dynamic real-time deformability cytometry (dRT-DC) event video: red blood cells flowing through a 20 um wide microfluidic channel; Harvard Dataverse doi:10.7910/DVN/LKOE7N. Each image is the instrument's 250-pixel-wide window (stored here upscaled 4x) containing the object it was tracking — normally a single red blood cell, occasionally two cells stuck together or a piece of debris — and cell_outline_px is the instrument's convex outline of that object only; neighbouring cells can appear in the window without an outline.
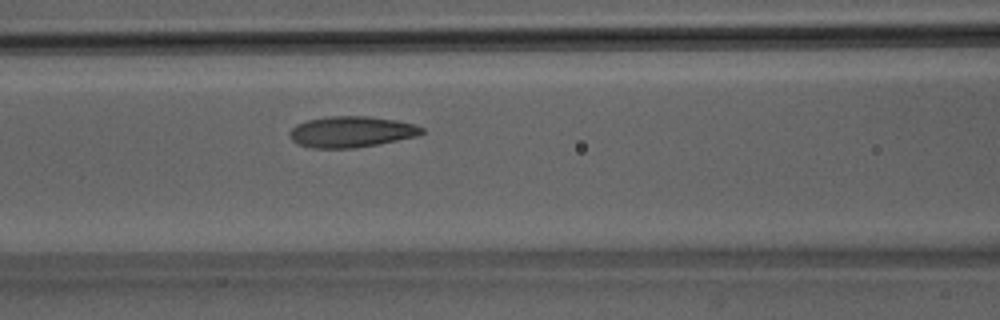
{"species": "Egyptian fruit bat (a non-hibernating species)", "species_latin": "Rousettus aegyptiacus", "temperature_condition": "room temperature", "stored_images_in_passage": 46, "camera_frame_rate_fps": 3000, "um_per_image_px": 0.085, "animal": {"sex": "male"}, "frame": {"image": 1, "passage_image": 17, "time_ms": 5.333, "image_size_px": [1000, 320], "cell_outline_px": [[424, 132], [416, 136], [376, 144], [352, 148], [312, 148], [296, 144], [288, 136], [288, 132], [296, 124], [308, 120], [328, 116], [368, 116], [396, 120], [416, 124], [424, 128]], "centroid_in_image_um": [29.82, 11.2], "position_along_channel_um": 136.8, "area_um2": 23.93}}
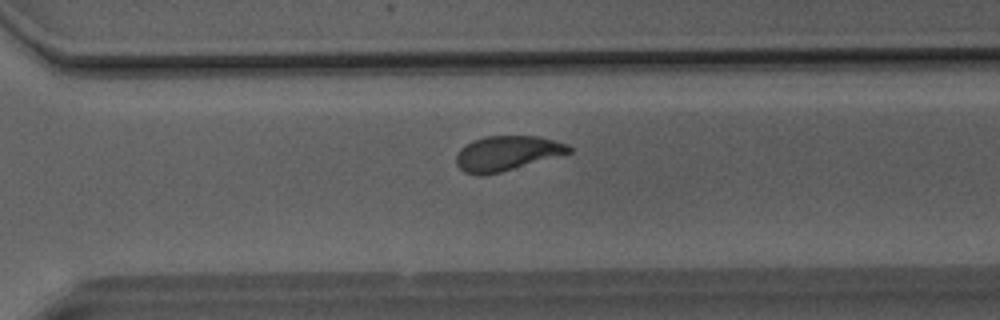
{"frame": {"image": 2, "passage_image": 31, "time_ms": 10.0, "image_size_px": [1000, 320], "cell_outline_px": [[572, 152], [500, 172], [464, 172], [456, 164], [456, 156], [460, 148], [464, 144], [472, 140], [484, 136], [540, 136], [568, 144], [572, 148]], "centroid_in_image_um": [43.11, 12.98], "position_along_channel_um": 327.5, "area_um2": 22.37}}
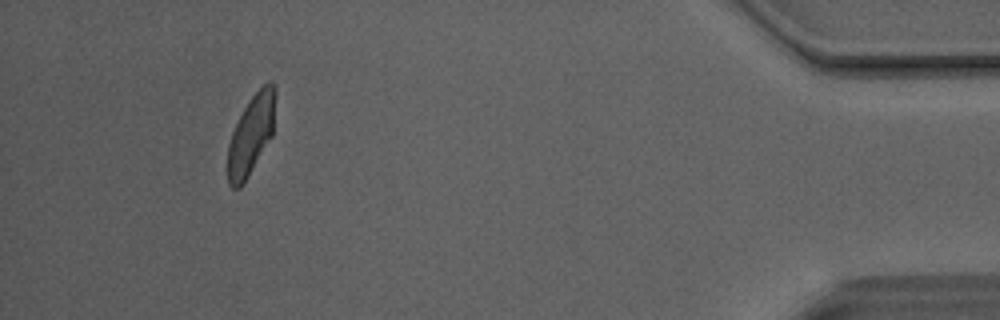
{"frame": {"image": 3, "passage_image": 42, "time_ms": 13.667, "image_size_px": [1000, 320], "cell_outline_px": [[276, 92], [272, 136], [244, 184], [240, 188], [232, 188], [228, 184], [228, 144], [232, 132], [248, 100], [264, 84], [272, 80], [276, 88]], "centroid_in_image_um": [21.35, 11.45], "position_along_channel_um": 413.8, "area_um2": 22.08}, "authors_computed_cell_mechanics": {"area_um2": 23.6691, "velocity_mm_per_s": 4.0973, "shape_relaxation_time_tau1_ms": 3.7354, "shape_relaxation_time_tau2_ms": 1.2948, "deformation_change_tau1": 0.1463, "deformation_change_tau2": 0.0827}}